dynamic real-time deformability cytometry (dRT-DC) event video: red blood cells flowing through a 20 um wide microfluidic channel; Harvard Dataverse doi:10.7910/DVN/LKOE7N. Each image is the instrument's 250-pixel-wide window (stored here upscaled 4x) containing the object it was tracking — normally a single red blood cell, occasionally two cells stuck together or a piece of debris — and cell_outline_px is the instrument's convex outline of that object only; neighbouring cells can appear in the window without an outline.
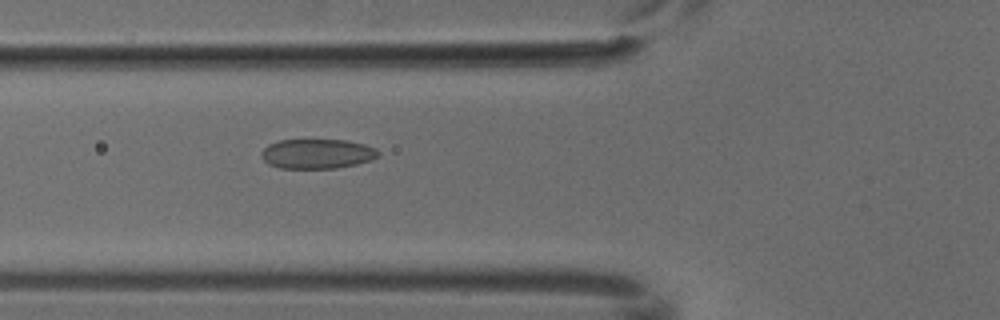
{"species": "common noctule bat (a hibernating species)", "species_latin": "Nyctalus noctula", "temperature_condition": "cold", "stored_images_in_passage": 6, "camera_frame_rate_fps": 3000, "um_per_image_px": 0.085, "animal": {"sex": "male", "body_mass_g": 18.8}, "frame": {"image": 1, "passage_image": 6, "time_ms": 1.667, "image_size_px": [1000, 320], "cell_outline_px": [[380, 156], [372, 160], [356, 164], [336, 168], [280, 168], [268, 164], [260, 156], [260, 152], [268, 144], [280, 140], [348, 140], [364, 144], [376, 148], [380, 152]], "centroid_in_image_um": [26.97, 13.07], "position_along_channel_um": 98.8, "area_um2": 20.4}}